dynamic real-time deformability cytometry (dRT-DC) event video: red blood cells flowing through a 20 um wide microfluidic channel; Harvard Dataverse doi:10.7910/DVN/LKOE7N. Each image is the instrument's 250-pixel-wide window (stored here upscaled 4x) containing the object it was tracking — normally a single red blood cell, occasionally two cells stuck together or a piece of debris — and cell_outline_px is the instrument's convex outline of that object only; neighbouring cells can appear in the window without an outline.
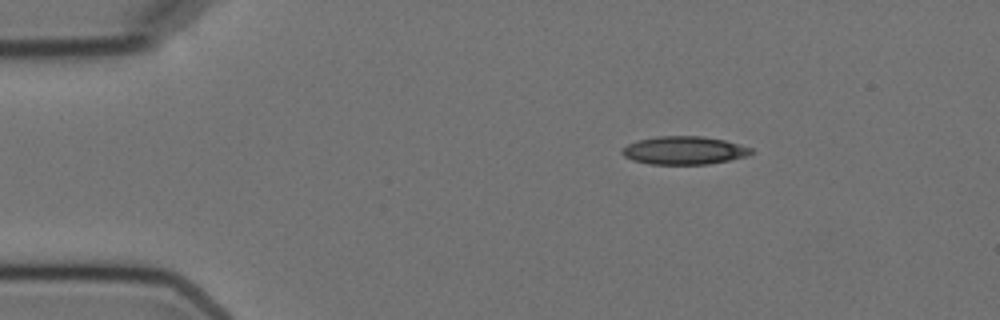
{"species": "Egyptian fruit bat (a non-hibernating species)", "species_latin": "Rousettus aegyptiacus", "temperature_condition": "cold", "stored_images_in_passage": 3, "camera_frame_rate_fps": 3000, "um_per_image_px": 0.085, "animal": {"sex": "female"}, "frame": {"image": 1, "passage_image": 1, "time_ms": 0.0, "image_size_px": [1000, 320], "cell_outline_px": [[756, 152], [748, 156], [708, 164], [648, 164], [632, 160], [624, 156], [620, 152], [620, 148], [636, 140], [656, 136], [704, 136], [724, 140], [752, 148]], "centroid_in_image_um": [58.12, 12.78], "position_along_channel_um": 26.9, "area_um2": 21.39}}